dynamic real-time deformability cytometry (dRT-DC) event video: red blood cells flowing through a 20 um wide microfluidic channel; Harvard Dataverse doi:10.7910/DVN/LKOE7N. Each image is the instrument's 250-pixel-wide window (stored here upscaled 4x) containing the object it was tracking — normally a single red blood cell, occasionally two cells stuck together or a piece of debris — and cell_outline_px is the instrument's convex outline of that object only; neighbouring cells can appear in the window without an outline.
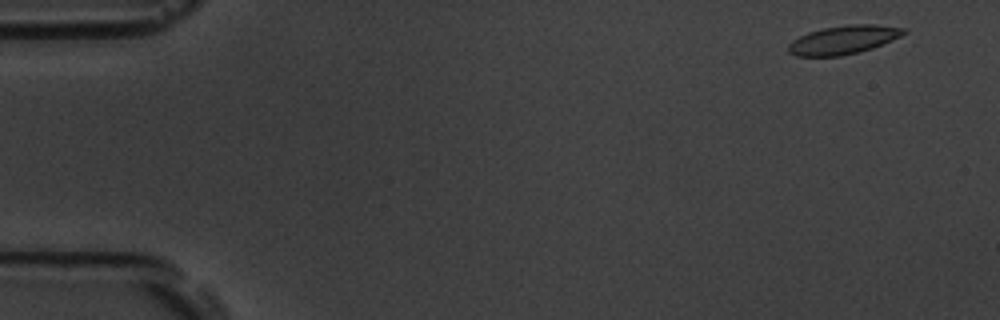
{"species": "common noctule bat (a hibernating species)", "species_latin": "Nyctalus noctula", "temperature_condition": "room temperature", "stored_images_in_passage": 55, "camera_frame_rate_fps": 3000, "um_per_image_px": 0.085, "animal": {"sex": "male", "body_mass_g": 19.5, "forearm_length_mm": 54.6}, "frame": {"image": 1, "passage_image": 3, "time_ms": 0.667, "image_size_px": [1000, 320], "cell_outline_px": [[908, 32], [892, 40], [872, 48], [860, 52], [840, 56], [796, 56], [788, 52], [788, 44], [792, 40], [808, 32], [824, 28], [848, 24], [876, 24], [904, 28]], "centroid_in_image_um": [71.68, 3.38], "position_along_channel_um": 13.3, "area_um2": 19.25}}
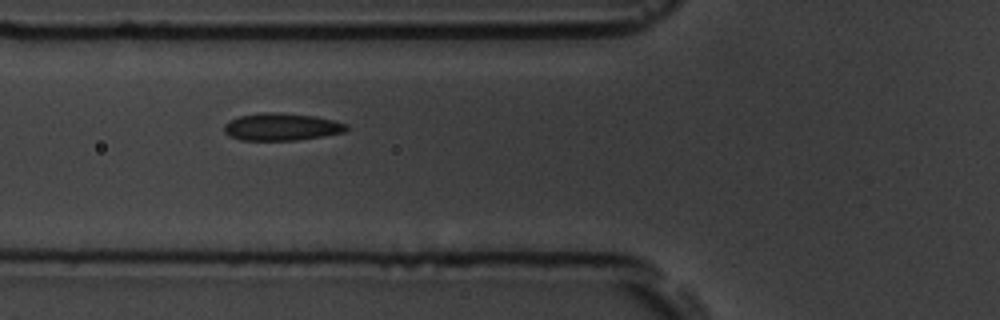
{"frame": {"image": 2, "passage_image": 20, "time_ms": 6.333, "image_size_px": [1000, 320], "cell_outline_px": [[348, 128], [344, 132], [296, 140], [240, 140], [228, 136], [224, 132], [224, 124], [228, 120], [240, 116], [264, 112], [280, 112], [316, 116], [348, 124]], "centroid_in_image_um": [23.89, 10.77], "position_along_channel_um": 101.9, "area_um2": 19.54}}
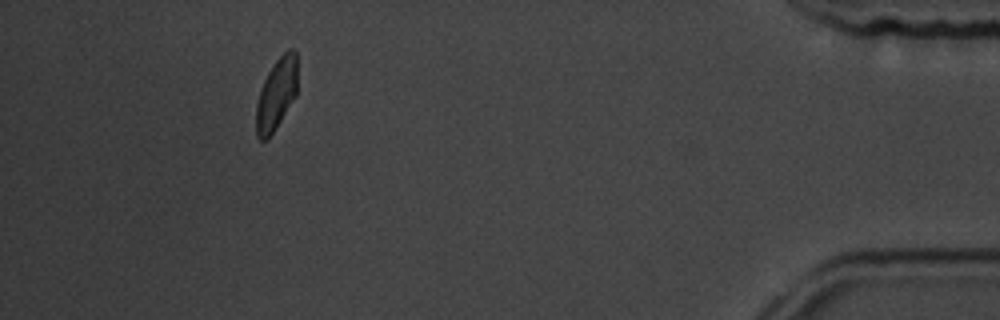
{"frame": {"image": 3, "passage_image": 50, "time_ms": 16.333, "image_size_px": [1000, 320], "cell_outline_px": [[296, 96], [276, 128], [264, 140], [260, 140], [256, 136], [256, 104], [260, 88], [268, 72], [276, 60], [288, 48], [292, 48], [296, 52]], "centroid_in_image_um": [23.48, 7.99], "position_along_channel_um": 411.7, "area_um2": 17.11}, "authors_computed_cell_mechanics": {"area_um2": 19.0162, "velocity_mm_per_s": 3.7061, "shape_relaxation_time_tau1_ms": 4.855, "shape_relaxation_time_tau2_ms": 1.1709, "deformation_change_tau1": 0.1255, "deformation_change_tau2": 0.0585}}